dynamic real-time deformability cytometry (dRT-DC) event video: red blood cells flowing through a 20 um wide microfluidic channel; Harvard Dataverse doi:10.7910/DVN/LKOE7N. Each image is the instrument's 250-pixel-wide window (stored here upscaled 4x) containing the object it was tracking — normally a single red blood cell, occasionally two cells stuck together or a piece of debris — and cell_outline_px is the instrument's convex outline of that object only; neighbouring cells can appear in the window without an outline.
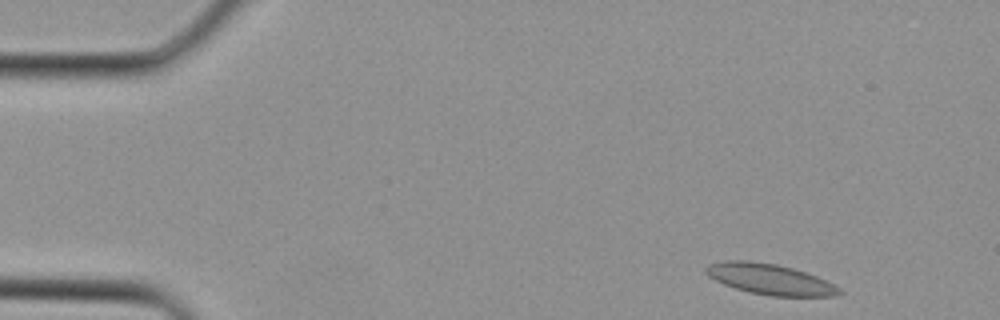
{"species": "Egyptian fruit bat (a non-hibernating species)", "species_latin": "Rousettus aegyptiacus", "temperature_condition": "cold", "stored_images_in_passage": 2, "camera_frame_rate_fps": 3000, "um_per_image_px": 0.085, "animal": {"sex": "female"}, "frame": {"image": 1, "passage_image": 1, "time_ms": 0.0, "image_size_px": [1000, 320], "cell_outline_px": [[844, 292], [836, 296], [768, 296], [748, 292], [724, 284], [708, 276], [704, 272], [704, 268], [708, 264], [724, 260], [748, 260], [776, 264], [792, 268], [816, 276], [840, 288]], "centroid_in_image_um": [65.41, 23.73], "position_along_channel_um": 19.6, "area_um2": 23.87}}